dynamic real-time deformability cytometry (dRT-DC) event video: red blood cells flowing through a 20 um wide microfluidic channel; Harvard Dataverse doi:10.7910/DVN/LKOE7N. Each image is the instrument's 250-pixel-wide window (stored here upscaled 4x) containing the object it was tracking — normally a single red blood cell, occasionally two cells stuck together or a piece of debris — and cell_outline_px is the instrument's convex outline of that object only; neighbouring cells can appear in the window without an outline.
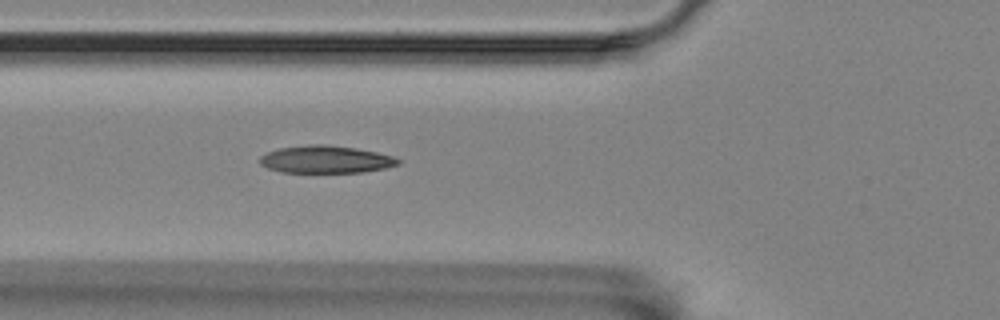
{"species": "Egyptian fruit bat (a non-hibernating species)", "species_latin": "Rousettus aegyptiacus", "temperature_condition": "room temperature", "stored_images_in_passage": 6, "camera_frame_rate_fps": 3000, "um_per_image_px": 0.085, "animal": {"sex": "female"}, "frame": {"image": 1, "passage_image": 6, "time_ms": 1.667, "image_size_px": [1000, 320], "cell_outline_px": [[400, 164], [384, 168], [364, 172], [280, 172], [268, 168], [260, 164], [260, 156], [268, 152], [280, 148], [312, 144], [324, 144], [356, 148], [376, 152], [392, 156], [400, 160]], "centroid_in_image_um": [27.69, 13.55], "position_along_channel_um": 98.1, "area_um2": 21.96}}